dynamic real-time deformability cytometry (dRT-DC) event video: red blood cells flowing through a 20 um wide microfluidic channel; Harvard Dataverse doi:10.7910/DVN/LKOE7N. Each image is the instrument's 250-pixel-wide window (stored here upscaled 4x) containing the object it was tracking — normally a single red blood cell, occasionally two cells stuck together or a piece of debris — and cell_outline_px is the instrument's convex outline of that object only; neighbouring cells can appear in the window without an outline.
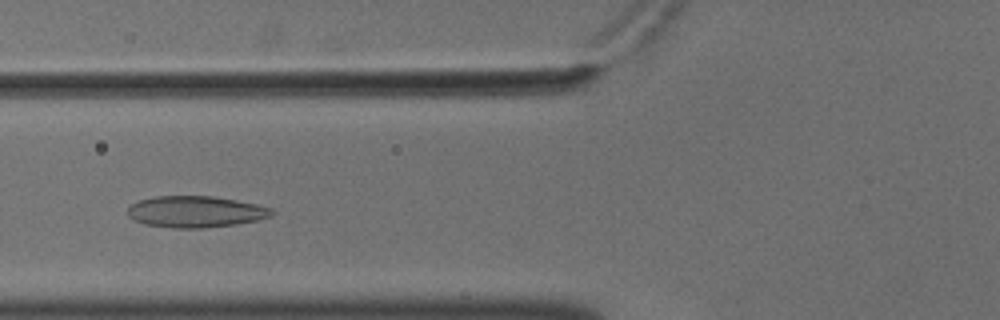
{"species": "common noctule bat (a hibernating species)", "species_latin": "Nyctalus noctula", "temperature_condition": "cold", "stored_images_in_passage": 50, "camera_frame_rate_fps": 3000, "um_per_image_px": 0.085, "animal": {"sex": "male", "body_mass_g": 18.8}, "frame": {"image": 1, "passage_image": 17, "time_ms": 5.333, "image_size_px": [1000, 320], "cell_outline_px": [[276, 212], [272, 216], [256, 220], [236, 224], [204, 228], [172, 228], [144, 224], [128, 216], [128, 208], [132, 204], [140, 200], [156, 196], [212, 196], [236, 200], [256, 204], [272, 208]], "centroid_in_image_um": [16.65, 18.0], "position_along_channel_um": 109.2, "area_um2": 26.36}}
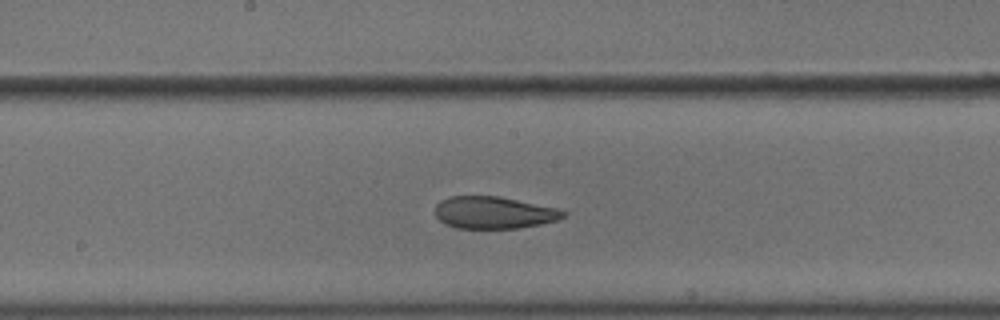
{"frame": {"image": 2, "passage_image": 25, "time_ms": 8.0, "image_size_px": [1000, 320], "cell_outline_px": [[568, 212], [564, 216], [556, 220], [540, 224], [516, 228], [456, 228], [444, 224], [436, 216], [436, 204], [440, 200], [448, 196], [500, 196], [556, 208]], "centroid_in_image_um": [41.94, 18.06], "position_along_channel_um": 206.3, "area_um2": 23.93}}
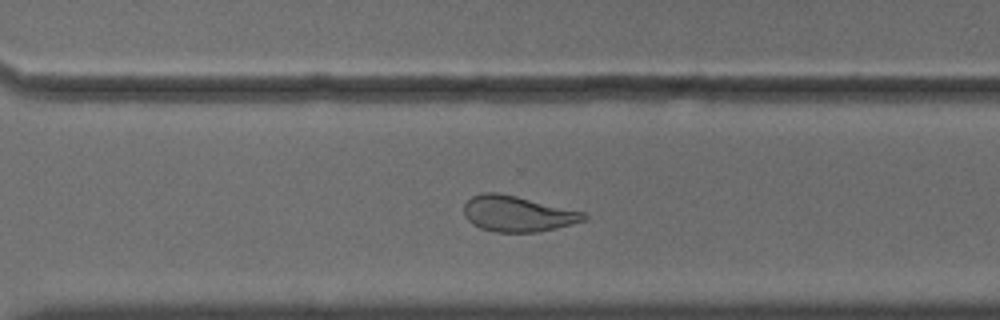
{"frame": {"image": 3, "passage_image": 35, "time_ms": 11.333, "image_size_px": [1000, 320], "cell_outline_px": [[588, 216], [584, 220], [572, 224], [556, 228], [536, 232], [496, 232], [480, 228], [472, 224], [464, 216], [464, 204], [472, 196], [484, 192], [496, 192], [516, 196], [584, 212]], "centroid_in_image_um": [43.96, 18.17], "position_along_channel_um": 326.6, "area_um2": 24.85}, "authors_computed_cell_mechanics": {"area_um2": 27.2816, "velocity_mm_per_s": 3.6179, "shape_relaxation_time_tau1_ms": null, "shape_relaxation_time_tau2_ms": 1.9915, "deformation_change_tau1": null, "deformation_change_tau2": 0.0769}}